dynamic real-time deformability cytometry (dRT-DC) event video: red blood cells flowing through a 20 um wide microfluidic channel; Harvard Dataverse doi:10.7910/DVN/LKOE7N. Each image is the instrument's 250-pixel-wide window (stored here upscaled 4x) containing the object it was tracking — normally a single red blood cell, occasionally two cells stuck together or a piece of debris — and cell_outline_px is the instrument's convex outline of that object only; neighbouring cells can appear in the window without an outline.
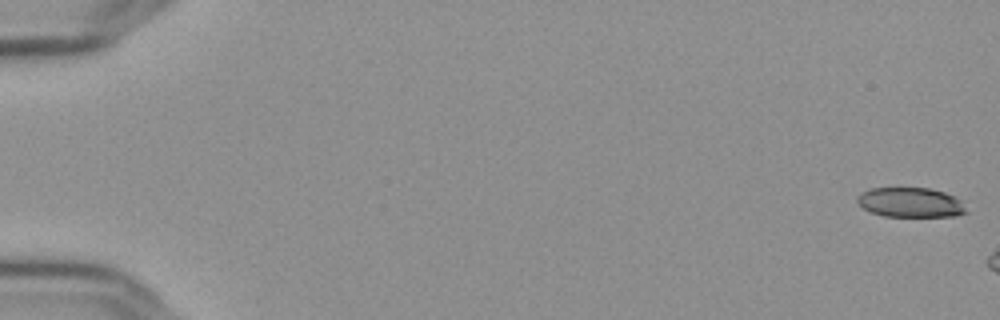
{"species": "Egyptian fruit bat (a non-hibernating species)", "species_latin": "Rousettus aegyptiacus", "temperature_condition": "cold", "stored_images_in_passage": 8, "camera_frame_rate_fps": 3000, "um_per_image_px": 0.085, "frame": {"image": 1, "passage_image": 1, "time_ms": 0.0, "image_size_px": [1000, 320], "cell_outline_px": [[968, 212], [956, 216], [884, 216], [872, 212], [864, 208], [856, 200], [864, 192], [872, 188], [928, 188], [944, 192], [956, 196], [960, 200]], "centroid_in_image_um": [77.45, 17.21], "position_along_channel_um": 7.6, "area_um2": 18.61}}